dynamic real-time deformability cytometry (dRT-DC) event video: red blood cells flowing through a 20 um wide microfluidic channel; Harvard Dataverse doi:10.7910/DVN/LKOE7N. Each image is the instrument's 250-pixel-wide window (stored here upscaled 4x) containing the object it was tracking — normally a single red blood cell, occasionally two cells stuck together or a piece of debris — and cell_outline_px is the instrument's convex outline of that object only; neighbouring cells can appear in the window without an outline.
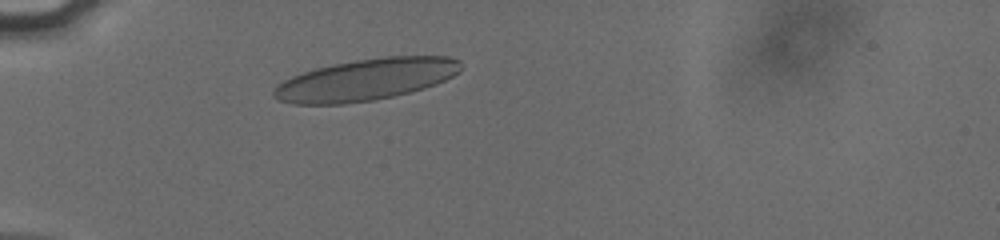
{"species": "human", "species_latin": "Homo sapiens", "temperature_condition": "cold", "stored_images_in_passage": 36, "camera_frame_rate_fps": 3000, "um_per_image_px": 0.085, "donor": {"sex": "male"}, "frame": {"image": 1, "passage_image": 5, "time_ms": 1.333, "image_size_px": [1000, 240], "cell_outline_px": [[460, 68], [452, 76], [436, 84], [424, 88], [392, 96], [372, 100], [344, 104], [292, 104], [280, 100], [272, 96], [272, 92], [284, 80], [292, 76], [316, 68], [332, 64], [356, 60], [384, 56], [448, 56], [460, 60]], "centroid_in_image_um": [31.09, 6.76], "position_along_channel_um": 53.9, "area_um2": 45.03}}
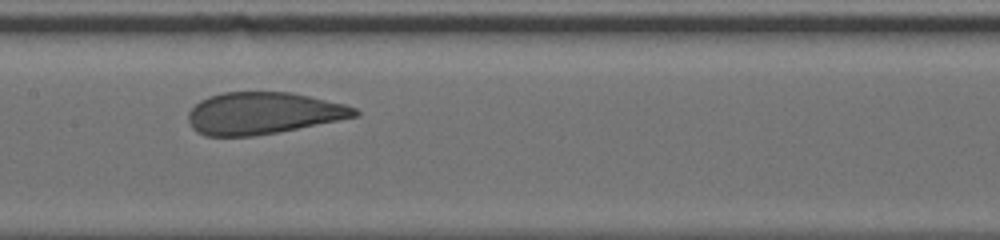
{"frame": {"image": 2, "passage_image": 17, "time_ms": 5.333, "image_size_px": [1000, 240], "cell_outline_px": [[360, 116], [276, 132], [252, 136], [204, 136], [196, 132], [192, 128], [188, 120], [188, 112], [200, 100], [208, 96], [224, 92], [292, 92], [344, 104], [356, 108], [360, 112]], "centroid_in_image_um": [22.34, 9.62], "position_along_channel_um": 185.1, "area_um2": 40.63}}
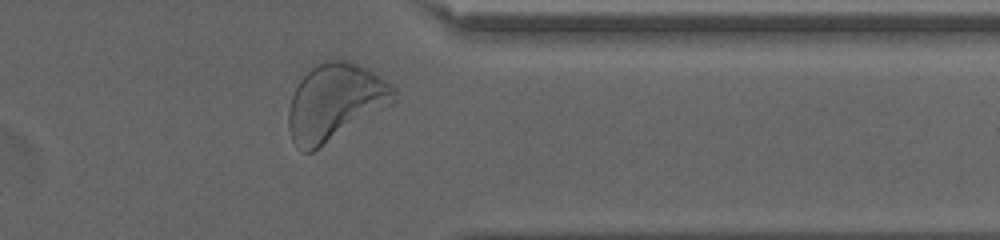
{"frame": {"image": 3, "passage_image": 33, "time_ms": 10.667, "image_size_px": [1000, 240], "cell_outline_px": [[396, 92], [392, 104], [312, 152], [304, 152], [296, 148], [292, 140], [288, 128], [288, 112], [292, 96], [300, 80], [316, 64], [324, 60], [344, 60], [360, 64], [368, 68], [392, 84], [396, 88]], "centroid_in_image_um": [28.48, 8.68], "position_along_channel_um": 382.9, "area_um2": 46.99}, "authors_computed_cell_mechanics": {"area_um2": 41.9339, "velocity_mm_per_s": 3.7863, "shape_relaxation_time_tau1_ms": 2.5817, "shape_relaxation_time_tau2_ms": null, "deformation_change_tau1": 0.1339, "deformation_change_tau2": null}}